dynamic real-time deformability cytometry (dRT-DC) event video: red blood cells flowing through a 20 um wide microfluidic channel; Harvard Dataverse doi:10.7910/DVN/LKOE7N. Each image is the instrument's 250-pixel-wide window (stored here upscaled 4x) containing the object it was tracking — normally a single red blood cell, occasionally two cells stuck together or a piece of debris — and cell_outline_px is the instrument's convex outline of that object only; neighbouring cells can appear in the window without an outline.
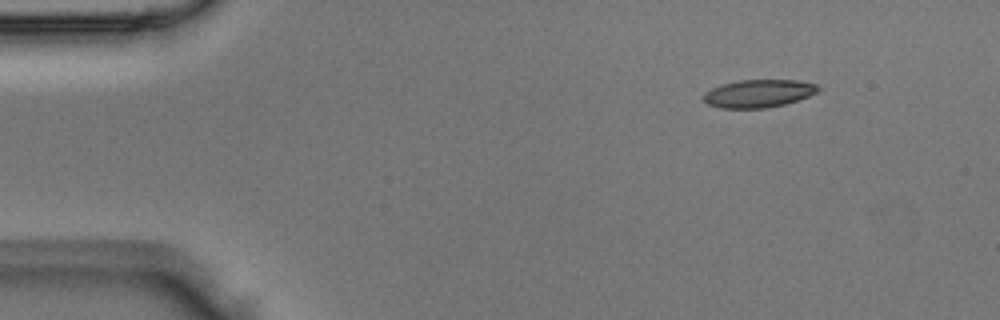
{"species": "Egyptian fruit bat (a non-hibernating species)", "species_latin": "Rousettus aegyptiacus", "temperature_condition": "room temperature", "stored_images_in_passage": 5, "camera_frame_rate_fps": 3000, "um_per_image_px": 0.085, "animal": {"sex": "male"}, "frame": {"image": 1, "passage_image": 2, "time_ms": 0.333, "image_size_px": [1000, 320], "cell_outline_px": [[820, 88], [816, 92], [808, 96], [784, 104], [764, 108], [720, 108], [708, 104], [704, 100], [704, 92], [720, 84], [740, 80], [796, 80], [816, 84]], "centroid_in_image_um": [64.44, 7.94], "position_along_channel_um": 20.6, "area_um2": 18.44}}